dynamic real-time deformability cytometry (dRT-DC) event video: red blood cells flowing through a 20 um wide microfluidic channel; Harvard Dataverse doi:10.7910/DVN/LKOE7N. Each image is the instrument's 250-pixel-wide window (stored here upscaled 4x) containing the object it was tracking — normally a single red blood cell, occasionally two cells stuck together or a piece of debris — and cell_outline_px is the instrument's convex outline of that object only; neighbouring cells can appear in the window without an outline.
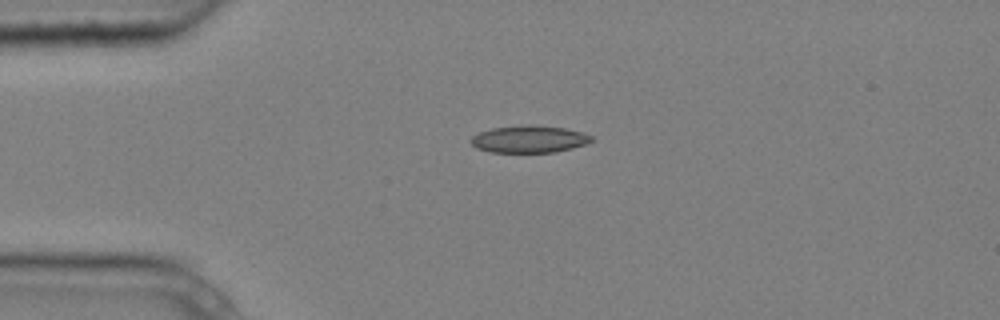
{"species": "common noctule bat (a hibernating species)", "species_latin": "Nyctalus noctula", "temperature_condition": "cold", "stored_images_in_passage": 3, "camera_frame_rate_fps": 3000, "um_per_image_px": 0.085, "animal": {"sex": "male", "body_mass_g": 20.4}, "frame": {"image": 1, "passage_image": 2, "time_ms": 0.333, "image_size_px": [1000, 320], "cell_outline_px": [[592, 140], [584, 144], [572, 148], [556, 152], [488, 152], [476, 148], [468, 140], [472, 136], [480, 132], [492, 128], [524, 124], [536, 124], [564, 128], [584, 132], [592, 136]], "centroid_in_image_um": [44.95, 11.81], "position_along_channel_um": 40.1, "area_um2": 19.31}}